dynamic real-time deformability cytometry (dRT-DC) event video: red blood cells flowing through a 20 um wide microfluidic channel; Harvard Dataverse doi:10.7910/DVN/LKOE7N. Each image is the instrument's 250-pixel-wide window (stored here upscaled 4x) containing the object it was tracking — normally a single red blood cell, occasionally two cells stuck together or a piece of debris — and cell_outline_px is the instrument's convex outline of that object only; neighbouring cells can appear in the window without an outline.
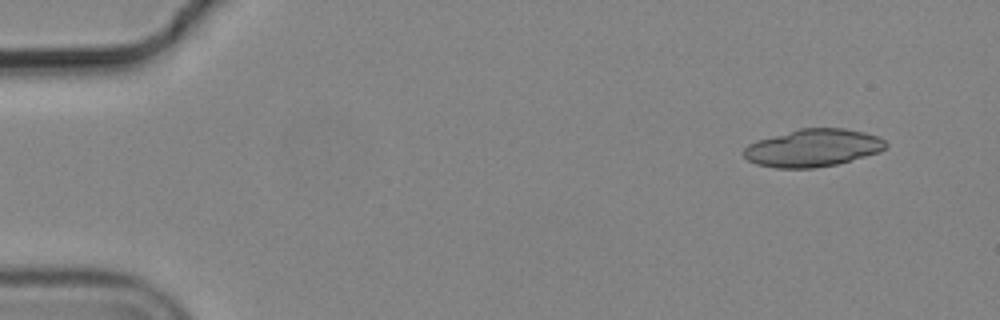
{"species": "common noctule bat (a hibernating species)", "species_latin": "Nyctalus noctula", "temperature_condition": "cold", "stored_images_in_passage": 3, "camera_frame_rate_fps": 3000, "um_per_image_px": 0.085, "animal": {"sex": "male", "body_mass_g": 19.2, "forearm_length_mm": 51.8}, "frame": {"image": 1, "passage_image": 1, "time_ms": 0.0, "image_size_px": [1000, 320], "cell_outline_px": [[888, 144], [880, 152], [836, 164], [812, 168], [776, 168], [756, 164], [748, 160], [744, 156], [744, 148], [748, 144], [756, 140], [800, 128], [844, 128], [864, 132], [876, 136], [884, 140]], "centroid_in_image_um": [69.08, 12.57], "position_along_channel_um": 15.9, "area_um2": 30.98}}